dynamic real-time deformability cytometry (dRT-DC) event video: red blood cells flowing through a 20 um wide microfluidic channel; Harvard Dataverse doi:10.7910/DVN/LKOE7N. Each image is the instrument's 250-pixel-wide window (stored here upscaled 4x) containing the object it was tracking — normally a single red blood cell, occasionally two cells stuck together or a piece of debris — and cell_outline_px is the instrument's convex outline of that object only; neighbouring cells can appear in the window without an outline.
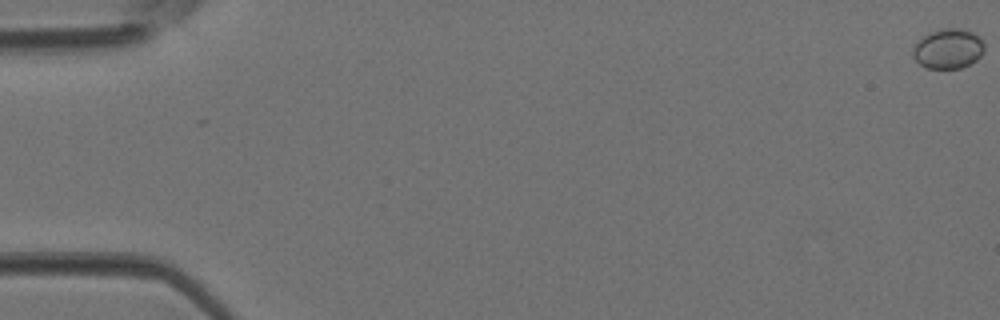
{"species": "Egyptian fruit bat (a non-hibernating species)", "species_latin": "Rousettus aegyptiacus", "temperature_condition": "room temperature", "stored_images_in_passage": 4, "camera_frame_rate_fps": 3000, "um_per_image_px": 0.085, "animal": {"sex": "female"}, "frame": {"image": 1, "passage_image": 1, "time_ms": 0.0, "image_size_px": [1000, 320], "cell_outline_px": [[984, 48], [980, 56], [976, 60], [960, 68], [924, 68], [912, 56], [912, 52], [916, 44], [928, 32], [940, 28], [964, 28], [980, 36], [984, 44]], "centroid_in_image_um": [80.6, 4.12], "position_along_channel_um": 4.4, "area_um2": 16.65}}